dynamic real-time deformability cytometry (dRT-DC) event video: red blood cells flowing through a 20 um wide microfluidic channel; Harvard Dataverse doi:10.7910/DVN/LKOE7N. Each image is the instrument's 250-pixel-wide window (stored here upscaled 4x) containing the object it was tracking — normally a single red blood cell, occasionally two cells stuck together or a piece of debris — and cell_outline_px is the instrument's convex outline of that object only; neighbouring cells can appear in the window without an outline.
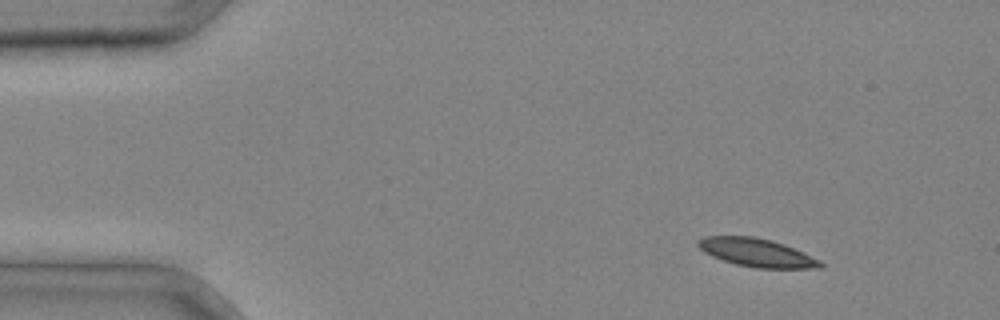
{"species": "common noctule bat (a hibernating species)", "species_latin": "Nyctalus noctula", "temperature_condition": "cold", "stored_images_in_passage": 38, "camera_frame_rate_fps": 3000, "um_per_image_px": 0.085, "animal": {"sex": "male", "body_mass_g": 20.4}, "frame": {"image": 1, "passage_image": 5, "time_ms": 1.333, "image_size_px": [1000, 320], "cell_outline_px": [[824, 268], [756, 268], [736, 264], [712, 256], [704, 252], [696, 244], [704, 236], [752, 236], [772, 240], [784, 244], [820, 260], [824, 264]], "centroid_in_image_um": [64.34, 21.47], "position_along_channel_um": 20.7, "area_um2": 20.0}}
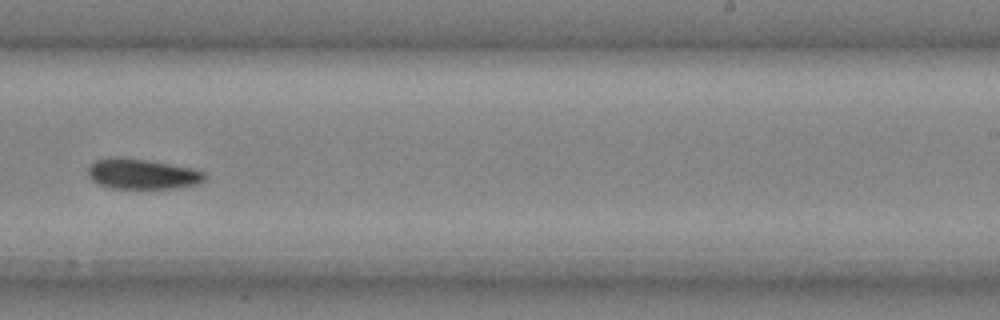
{"frame": {"image": 2, "passage_image": 25, "time_ms": 8.0, "image_size_px": [1000, 320], "cell_outline_px": [[204, 180], [196, 184], [176, 188], [112, 188], [100, 184], [92, 180], [88, 176], [88, 168], [96, 160], [116, 156], [148, 160], [192, 168], [204, 172]], "centroid_in_image_um": [12.07, 14.78], "position_along_channel_um": 276.9, "area_um2": 20.4}}
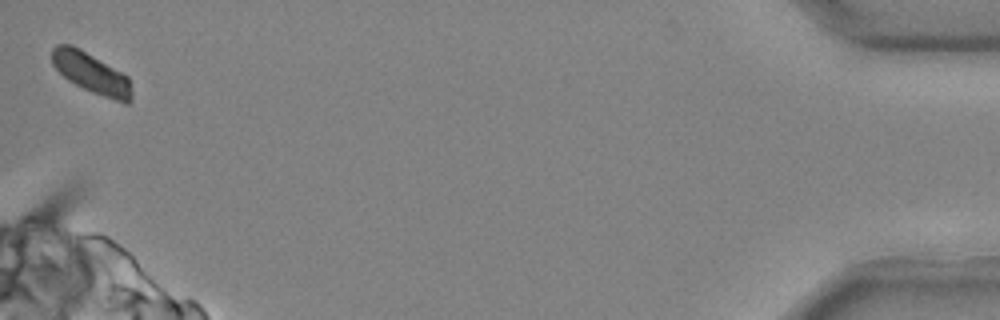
{"frame": {"image": 3, "passage_image": 38, "time_ms": 12.333, "image_size_px": [1000, 320], "cell_outline_px": [[132, 100], [128, 104], [124, 104], [92, 92], [68, 80], [52, 64], [52, 48], [56, 44], [72, 44], [128, 76], [132, 92]], "centroid_in_image_um": [7.78, 6.22], "position_along_channel_um": 427.4, "area_um2": 18.73}}